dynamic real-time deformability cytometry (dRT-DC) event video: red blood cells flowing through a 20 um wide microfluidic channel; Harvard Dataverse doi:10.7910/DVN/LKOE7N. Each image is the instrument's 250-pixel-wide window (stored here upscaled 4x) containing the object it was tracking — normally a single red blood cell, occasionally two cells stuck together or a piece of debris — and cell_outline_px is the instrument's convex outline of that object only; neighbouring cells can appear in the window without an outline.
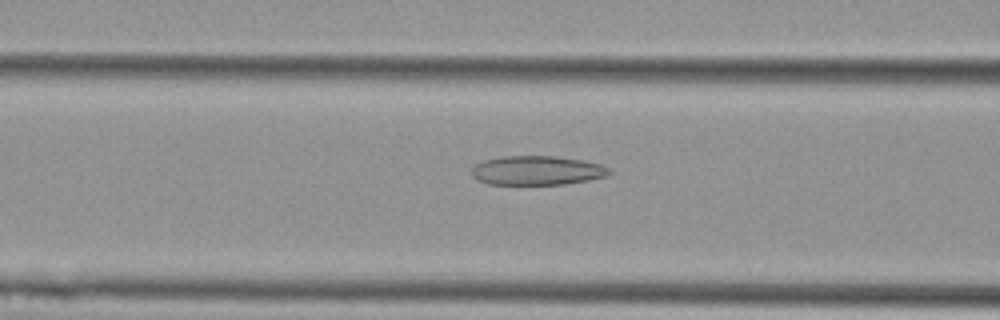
{"species": "Egyptian fruit bat (a non-hibernating species)", "species_latin": "Rousettus aegyptiacus", "temperature_condition": "cold", "stored_images_in_passage": 36, "camera_frame_rate_fps": 3000, "um_per_image_px": 0.085, "animal": {"sex": "female"}, "frame": {"image": 1, "passage_image": 13, "time_ms": 4.0, "image_size_px": [1000, 320], "cell_outline_px": [[612, 172], [604, 176], [588, 180], [564, 184], [488, 184], [472, 176], [472, 168], [476, 164], [484, 160], [504, 156], [556, 156], [584, 160], [600, 164], [612, 168]], "centroid_in_image_um": [45.68, 14.48], "position_along_channel_um": 120.9, "area_um2": 23.35}}
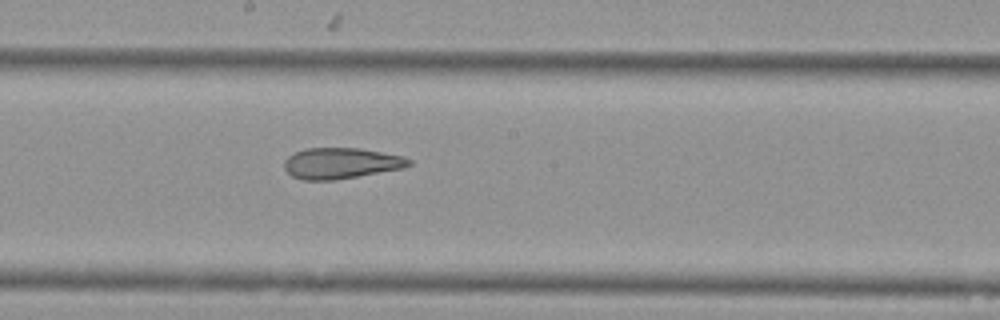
{"frame": {"image": 2, "passage_image": 21, "time_ms": 6.667, "image_size_px": [1000, 320], "cell_outline_px": [[412, 164], [404, 168], [336, 180], [304, 180], [292, 176], [284, 168], [284, 160], [288, 156], [296, 152], [308, 148], [360, 148], [404, 156], [412, 160]], "centroid_in_image_um": [29.01, 13.88], "position_along_channel_um": 219.2, "area_um2": 22.54}}
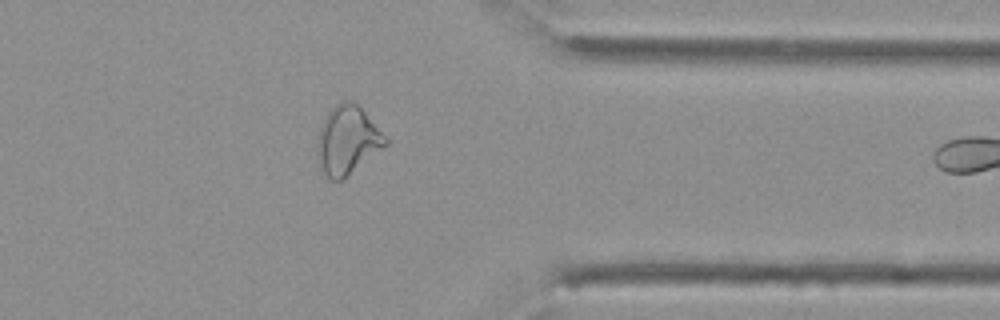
{"frame": {"image": 3, "passage_image": 35, "time_ms": 11.333, "image_size_px": [1000, 320], "cell_outline_px": [[388, 144], [344, 180], [332, 180], [324, 172], [320, 164], [316, 152], [316, 144], [320, 128], [328, 112], [336, 104], [344, 100], [352, 100], [388, 136]], "centroid_in_image_um": [29.56, 11.93], "position_along_channel_um": 381.8, "area_um2": 27.22}}